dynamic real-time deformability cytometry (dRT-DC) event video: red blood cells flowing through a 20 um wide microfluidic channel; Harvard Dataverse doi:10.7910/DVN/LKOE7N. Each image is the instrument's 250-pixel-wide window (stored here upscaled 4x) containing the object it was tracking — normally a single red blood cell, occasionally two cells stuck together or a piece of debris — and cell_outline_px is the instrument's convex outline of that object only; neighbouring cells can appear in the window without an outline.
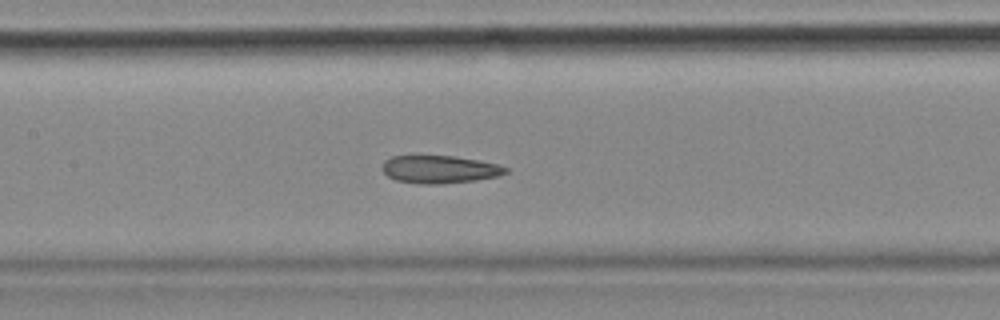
{"species": "common noctule bat (a hibernating species)", "species_latin": "Nyctalus noctula", "temperature_condition": "cold", "stored_images_in_passage": 39, "camera_frame_rate_fps": 3000, "um_per_image_px": 0.085, "animal": {"sex": "female", "body_mass_g": 18.4}, "frame": {"image": 1, "passage_image": 17, "time_ms": 5.333, "image_size_px": [1000, 320], "cell_outline_px": [[508, 172], [500, 176], [476, 180], [440, 184], [420, 184], [396, 180], [388, 176], [380, 168], [384, 160], [392, 156], [452, 156], [500, 164], [508, 168]], "centroid_in_image_um": [37.37, 14.4], "position_along_channel_um": 170.0, "area_um2": 20.06}, "authors_computed_cell_mechanics": {"area_um2": 20.7502, "velocity_mm_per_s": 3.5508, "shape_relaxation_time_tau1_ms": null, "shape_relaxation_time_tau2_ms": 2.5078, "deformation_change_tau1": null, "deformation_change_tau2": 0.096}}